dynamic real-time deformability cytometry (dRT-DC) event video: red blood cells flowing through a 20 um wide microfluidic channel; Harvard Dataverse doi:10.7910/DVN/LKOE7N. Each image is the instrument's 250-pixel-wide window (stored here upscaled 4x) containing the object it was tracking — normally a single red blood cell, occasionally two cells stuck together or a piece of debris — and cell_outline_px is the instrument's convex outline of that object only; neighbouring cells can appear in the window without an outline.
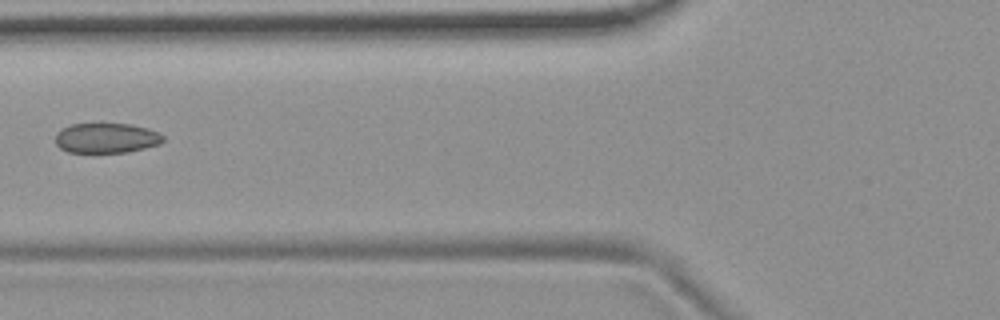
{"species": "common noctule bat (a hibernating species)", "species_latin": "Nyctalus noctula", "temperature_condition": "room temperature", "stored_images_in_passage": 7, "camera_frame_rate_fps": 3000, "um_per_image_px": 0.085, "animal": {"sex": "female", "body_mass_g": 19.9}, "frame": {"image": 1, "passage_image": 7, "time_ms": 7.0, "image_size_px": [1000, 320], "cell_outline_px": [[164, 140], [160, 144], [128, 152], [68, 152], [60, 148], [56, 144], [56, 132], [72, 124], [132, 124], [148, 128], [160, 132], [164, 136]], "centroid_in_image_um": [9.08, 11.73], "position_along_channel_um": 116.7, "area_um2": 18.84}}